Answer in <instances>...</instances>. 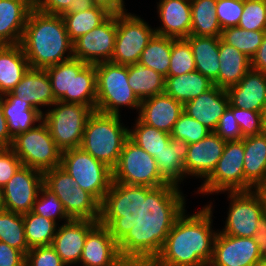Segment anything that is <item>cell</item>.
Wrapping results in <instances>:
<instances>
[{
	"label": "cell",
	"mask_w": 266,
	"mask_h": 266,
	"mask_svg": "<svg viewBox=\"0 0 266 266\" xmlns=\"http://www.w3.org/2000/svg\"><path fill=\"white\" fill-rule=\"evenodd\" d=\"M200 266H214L211 262L203 263Z\"/></svg>",
	"instance_id": "62"
},
{
	"label": "cell",
	"mask_w": 266,
	"mask_h": 266,
	"mask_svg": "<svg viewBox=\"0 0 266 266\" xmlns=\"http://www.w3.org/2000/svg\"><path fill=\"white\" fill-rule=\"evenodd\" d=\"M214 82L197 70L165 78V93L183 105L213 88Z\"/></svg>",
	"instance_id": "31"
},
{
	"label": "cell",
	"mask_w": 266,
	"mask_h": 266,
	"mask_svg": "<svg viewBox=\"0 0 266 266\" xmlns=\"http://www.w3.org/2000/svg\"><path fill=\"white\" fill-rule=\"evenodd\" d=\"M264 120H265V131H266V111H265V114H264Z\"/></svg>",
	"instance_id": "63"
},
{
	"label": "cell",
	"mask_w": 266,
	"mask_h": 266,
	"mask_svg": "<svg viewBox=\"0 0 266 266\" xmlns=\"http://www.w3.org/2000/svg\"><path fill=\"white\" fill-rule=\"evenodd\" d=\"M25 266H66L56 250L50 246L29 249L26 254Z\"/></svg>",
	"instance_id": "47"
},
{
	"label": "cell",
	"mask_w": 266,
	"mask_h": 266,
	"mask_svg": "<svg viewBox=\"0 0 266 266\" xmlns=\"http://www.w3.org/2000/svg\"><path fill=\"white\" fill-rule=\"evenodd\" d=\"M226 141L214 132L196 143L189 144L184 162L186 176L206 179L222 156Z\"/></svg>",
	"instance_id": "19"
},
{
	"label": "cell",
	"mask_w": 266,
	"mask_h": 266,
	"mask_svg": "<svg viewBox=\"0 0 266 266\" xmlns=\"http://www.w3.org/2000/svg\"><path fill=\"white\" fill-rule=\"evenodd\" d=\"M26 255L0 241V266H25Z\"/></svg>",
	"instance_id": "50"
},
{
	"label": "cell",
	"mask_w": 266,
	"mask_h": 266,
	"mask_svg": "<svg viewBox=\"0 0 266 266\" xmlns=\"http://www.w3.org/2000/svg\"><path fill=\"white\" fill-rule=\"evenodd\" d=\"M256 266H266V262L261 260Z\"/></svg>",
	"instance_id": "61"
},
{
	"label": "cell",
	"mask_w": 266,
	"mask_h": 266,
	"mask_svg": "<svg viewBox=\"0 0 266 266\" xmlns=\"http://www.w3.org/2000/svg\"><path fill=\"white\" fill-rule=\"evenodd\" d=\"M168 76H180L196 70L191 46L185 38H173Z\"/></svg>",
	"instance_id": "42"
},
{
	"label": "cell",
	"mask_w": 266,
	"mask_h": 266,
	"mask_svg": "<svg viewBox=\"0 0 266 266\" xmlns=\"http://www.w3.org/2000/svg\"><path fill=\"white\" fill-rule=\"evenodd\" d=\"M173 38L155 34L142 51L139 62L165 78L168 76Z\"/></svg>",
	"instance_id": "36"
},
{
	"label": "cell",
	"mask_w": 266,
	"mask_h": 266,
	"mask_svg": "<svg viewBox=\"0 0 266 266\" xmlns=\"http://www.w3.org/2000/svg\"><path fill=\"white\" fill-rule=\"evenodd\" d=\"M229 106L226 89L214 86L183 105V112L214 132L219 118Z\"/></svg>",
	"instance_id": "23"
},
{
	"label": "cell",
	"mask_w": 266,
	"mask_h": 266,
	"mask_svg": "<svg viewBox=\"0 0 266 266\" xmlns=\"http://www.w3.org/2000/svg\"><path fill=\"white\" fill-rule=\"evenodd\" d=\"M244 8V0H217L216 16L222 29L237 27Z\"/></svg>",
	"instance_id": "46"
},
{
	"label": "cell",
	"mask_w": 266,
	"mask_h": 266,
	"mask_svg": "<svg viewBox=\"0 0 266 266\" xmlns=\"http://www.w3.org/2000/svg\"><path fill=\"white\" fill-rule=\"evenodd\" d=\"M95 6L93 0H74V4L70 5V8L66 13H76L91 9Z\"/></svg>",
	"instance_id": "56"
},
{
	"label": "cell",
	"mask_w": 266,
	"mask_h": 266,
	"mask_svg": "<svg viewBox=\"0 0 266 266\" xmlns=\"http://www.w3.org/2000/svg\"><path fill=\"white\" fill-rule=\"evenodd\" d=\"M244 191L253 190L266 179V131L244 137Z\"/></svg>",
	"instance_id": "27"
},
{
	"label": "cell",
	"mask_w": 266,
	"mask_h": 266,
	"mask_svg": "<svg viewBox=\"0 0 266 266\" xmlns=\"http://www.w3.org/2000/svg\"><path fill=\"white\" fill-rule=\"evenodd\" d=\"M60 167L110 214L129 210L116 195L112 169L81 147L63 151Z\"/></svg>",
	"instance_id": "5"
},
{
	"label": "cell",
	"mask_w": 266,
	"mask_h": 266,
	"mask_svg": "<svg viewBox=\"0 0 266 266\" xmlns=\"http://www.w3.org/2000/svg\"><path fill=\"white\" fill-rule=\"evenodd\" d=\"M262 260L266 262V249L262 252Z\"/></svg>",
	"instance_id": "60"
},
{
	"label": "cell",
	"mask_w": 266,
	"mask_h": 266,
	"mask_svg": "<svg viewBox=\"0 0 266 266\" xmlns=\"http://www.w3.org/2000/svg\"><path fill=\"white\" fill-rule=\"evenodd\" d=\"M57 101L96 108L97 81L95 64L71 58L46 68Z\"/></svg>",
	"instance_id": "6"
},
{
	"label": "cell",
	"mask_w": 266,
	"mask_h": 266,
	"mask_svg": "<svg viewBox=\"0 0 266 266\" xmlns=\"http://www.w3.org/2000/svg\"><path fill=\"white\" fill-rule=\"evenodd\" d=\"M228 108L233 112L243 137L259 135L265 132V113L233 107L230 104Z\"/></svg>",
	"instance_id": "45"
},
{
	"label": "cell",
	"mask_w": 266,
	"mask_h": 266,
	"mask_svg": "<svg viewBox=\"0 0 266 266\" xmlns=\"http://www.w3.org/2000/svg\"><path fill=\"white\" fill-rule=\"evenodd\" d=\"M128 137L152 157L159 155L171 140V135L143 123L138 117Z\"/></svg>",
	"instance_id": "38"
},
{
	"label": "cell",
	"mask_w": 266,
	"mask_h": 266,
	"mask_svg": "<svg viewBox=\"0 0 266 266\" xmlns=\"http://www.w3.org/2000/svg\"><path fill=\"white\" fill-rule=\"evenodd\" d=\"M230 200L226 222L219 232L234 237H253L263 217L260 197L254 190L226 192Z\"/></svg>",
	"instance_id": "14"
},
{
	"label": "cell",
	"mask_w": 266,
	"mask_h": 266,
	"mask_svg": "<svg viewBox=\"0 0 266 266\" xmlns=\"http://www.w3.org/2000/svg\"><path fill=\"white\" fill-rule=\"evenodd\" d=\"M43 184L61 201L71 219L103 221L110 213L60 166L43 173Z\"/></svg>",
	"instance_id": "8"
},
{
	"label": "cell",
	"mask_w": 266,
	"mask_h": 266,
	"mask_svg": "<svg viewBox=\"0 0 266 266\" xmlns=\"http://www.w3.org/2000/svg\"><path fill=\"white\" fill-rule=\"evenodd\" d=\"M97 223L87 219H70L58 225L52 247L66 266L80 263L86 236Z\"/></svg>",
	"instance_id": "18"
},
{
	"label": "cell",
	"mask_w": 266,
	"mask_h": 266,
	"mask_svg": "<svg viewBox=\"0 0 266 266\" xmlns=\"http://www.w3.org/2000/svg\"><path fill=\"white\" fill-rule=\"evenodd\" d=\"M29 68L20 44L0 45V95L11 92Z\"/></svg>",
	"instance_id": "30"
},
{
	"label": "cell",
	"mask_w": 266,
	"mask_h": 266,
	"mask_svg": "<svg viewBox=\"0 0 266 266\" xmlns=\"http://www.w3.org/2000/svg\"><path fill=\"white\" fill-rule=\"evenodd\" d=\"M110 15L104 8L95 5L93 8L85 11L63 13L61 16L69 39L74 43L82 35L87 34L102 24Z\"/></svg>",
	"instance_id": "35"
},
{
	"label": "cell",
	"mask_w": 266,
	"mask_h": 266,
	"mask_svg": "<svg viewBox=\"0 0 266 266\" xmlns=\"http://www.w3.org/2000/svg\"><path fill=\"white\" fill-rule=\"evenodd\" d=\"M0 241L27 254L23 214L0 210Z\"/></svg>",
	"instance_id": "39"
},
{
	"label": "cell",
	"mask_w": 266,
	"mask_h": 266,
	"mask_svg": "<svg viewBox=\"0 0 266 266\" xmlns=\"http://www.w3.org/2000/svg\"><path fill=\"white\" fill-rule=\"evenodd\" d=\"M254 241L257 243V246L263 252L266 249V214L260 219L256 232L253 236Z\"/></svg>",
	"instance_id": "55"
},
{
	"label": "cell",
	"mask_w": 266,
	"mask_h": 266,
	"mask_svg": "<svg viewBox=\"0 0 266 266\" xmlns=\"http://www.w3.org/2000/svg\"><path fill=\"white\" fill-rule=\"evenodd\" d=\"M210 132L206 126L183 112L174 124L170 135L171 138L192 144L205 138Z\"/></svg>",
	"instance_id": "43"
},
{
	"label": "cell",
	"mask_w": 266,
	"mask_h": 266,
	"mask_svg": "<svg viewBox=\"0 0 266 266\" xmlns=\"http://www.w3.org/2000/svg\"><path fill=\"white\" fill-rule=\"evenodd\" d=\"M11 148L23 166L42 173L60 166L62 151L57 147L43 120L13 138Z\"/></svg>",
	"instance_id": "11"
},
{
	"label": "cell",
	"mask_w": 266,
	"mask_h": 266,
	"mask_svg": "<svg viewBox=\"0 0 266 266\" xmlns=\"http://www.w3.org/2000/svg\"><path fill=\"white\" fill-rule=\"evenodd\" d=\"M20 45L33 69H46L73 58V43L62 16L42 13L35 7L28 15Z\"/></svg>",
	"instance_id": "4"
},
{
	"label": "cell",
	"mask_w": 266,
	"mask_h": 266,
	"mask_svg": "<svg viewBox=\"0 0 266 266\" xmlns=\"http://www.w3.org/2000/svg\"><path fill=\"white\" fill-rule=\"evenodd\" d=\"M192 49L196 70L214 81L218 77L220 37L190 35L185 38Z\"/></svg>",
	"instance_id": "32"
},
{
	"label": "cell",
	"mask_w": 266,
	"mask_h": 266,
	"mask_svg": "<svg viewBox=\"0 0 266 266\" xmlns=\"http://www.w3.org/2000/svg\"><path fill=\"white\" fill-rule=\"evenodd\" d=\"M32 212L51 219L57 224L59 219L64 221V223L71 219L59 198L44 184L41 186L36 201L33 204Z\"/></svg>",
	"instance_id": "41"
},
{
	"label": "cell",
	"mask_w": 266,
	"mask_h": 266,
	"mask_svg": "<svg viewBox=\"0 0 266 266\" xmlns=\"http://www.w3.org/2000/svg\"><path fill=\"white\" fill-rule=\"evenodd\" d=\"M189 144L171 138L170 143L164 147L159 155H155L154 159L157 163L160 176L183 198L180 185L184 178H187L184 162L187 158Z\"/></svg>",
	"instance_id": "26"
},
{
	"label": "cell",
	"mask_w": 266,
	"mask_h": 266,
	"mask_svg": "<svg viewBox=\"0 0 266 266\" xmlns=\"http://www.w3.org/2000/svg\"><path fill=\"white\" fill-rule=\"evenodd\" d=\"M11 93L30 103L41 114L44 113L42 106L50 108L57 101L46 69L29 68Z\"/></svg>",
	"instance_id": "25"
},
{
	"label": "cell",
	"mask_w": 266,
	"mask_h": 266,
	"mask_svg": "<svg viewBox=\"0 0 266 266\" xmlns=\"http://www.w3.org/2000/svg\"><path fill=\"white\" fill-rule=\"evenodd\" d=\"M261 199L264 213L266 214V179L253 189Z\"/></svg>",
	"instance_id": "57"
},
{
	"label": "cell",
	"mask_w": 266,
	"mask_h": 266,
	"mask_svg": "<svg viewBox=\"0 0 266 266\" xmlns=\"http://www.w3.org/2000/svg\"><path fill=\"white\" fill-rule=\"evenodd\" d=\"M2 109L12 138L32 129L42 121V114L37 109L11 92L2 95Z\"/></svg>",
	"instance_id": "28"
},
{
	"label": "cell",
	"mask_w": 266,
	"mask_h": 266,
	"mask_svg": "<svg viewBox=\"0 0 266 266\" xmlns=\"http://www.w3.org/2000/svg\"><path fill=\"white\" fill-rule=\"evenodd\" d=\"M22 166L19 157L14 153L11 147L0 149V188L12 178L16 171Z\"/></svg>",
	"instance_id": "49"
},
{
	"label": "cell",
	"mask_w": 266,
	"mask_h": 266,
	"mask_svg": "<svg viewBox=\"0 0 266 266\" xmlns=\"http://www.w3.org/2000/svg\"><path fill=\"white\" fill-rule=\"evenodd\" d=\"M214 133L225 141H239L244 138L238 122L229 108H227L224 114L219 118Z\"/></svg>",
	"instance_id": "48"
},
{
	"label": "cell",
	"mask_w": 266,
	"mask_h": 266,
	"mask_svg": "<svg viewBox=\"0 0 266 266\" xmlns=\"http://www.w3.org/2000/svg\"><path fill=\"white\" fill-rule=\"evenodd\" d=\"M0 210H3L2 189L0 188Z\"/></svg>",
	"instance_id": "59"
},
{
	"label": "cell",
	"mask_w": 266,
	"mask_h": 266,
	"mask_svg": "<svg viewBox=\"0 0 266 266\" xmlns=\"http://www.w3.org/2000/svg\"><path fill=\"white\" fill-rule=\"evenodd\" d=\"M182 113L183 104L164 92L142 100L138 118L146 125L170 134Z\"/></svg>",
	"instance_id": "21"
},
{
	"label": "cell",
	"mask_w": 266,
	"mask_h": 266,
	"mask_svg": "<svg viewBox=\"0 0 266 266\" xmlns=\"http://www.w3.org/2000/svg\"><path fill=\"white\" fill-rule=\"evenodd\" d=\"M186 200L138 213L139 256L149 266H200L211 262L216 234L212 202L185 214Z\"/></svg>",
	"instance_id": "1"
},
{
	"label": "cell",
	"mask_w": 266,
	"mask_h": 266,
	"mask_svg": "<svg viewBox=\"0 0 266 266\" xmlns=\"http://www.w3.org/2000/svg\"><path fill=\"white\" fill-rule=\"evenodd\" d=\"M113 171V186L118 199L131 211L184 200L161 176L148 152L129 137L124 142Z\"/></svg>",
	"instance_id": "2"
},
{
	"label": "cell",
	"mask_w": 266,
	"mask_h": 266,
	"mask_svg": "<svg viewBox=\"0 0 266 266\" xmlns=\"http://www.w3.org/2000/svg\"><path fill=\"white\" fill-rule=\"evenodd\" d=\"M251 69L266 73V33L262 44L251 58Z\"/></svg>",
	"instance_id": "52"
},
{
	"label": "cell",
	"mask_w": 266,
	"mask_h": 266,
	"mask_svg": "<svg viewBox=\"0 0 266 266\" xmlns=\"http://www.w3.org/2000/svg\"><path fill=\"white\" fill-rule=\"evenodd\" d=\"M218 77L213 81L215 86L227 89L236 85L251 69V59L235 47L219 41Z\"/></svg>",
	"instance_id": "29"
},
{
	"label": "cell",
	"mask_w": 266,
	"mask_h": 266,
	"mask_svg": "<svg viewBox=\"0 0 266 266\" xmlns=\"http://www.w3.org/2000/svg\"><path fill=\"white\" fill-rule=\"evenodd\" d=\"M121 115L94 110L88 117L81 148L95 159L114 169L119 161L129 129L121 123Z\"/></svg>",
	"instance_id": "7"
},
{
	"label": "cell",
	"mask_w": 266,
	"mask_h": 266,
	"mask_svg": "<svg viewBox=\"0 0 266 266\" xmlns=\"http://www.w3.org/2000/svg\"><path fill=\"white\" fill-rule=\"evenodd\" d=\"M34 0H0V45L20 44Z\"/></svg>",
	"instance_id": "24"
},
{
	"label": "cell",
	"mask_w": 266,
	"mask_h": 266,
	"mask_svg": "<svg viewBox=\"0 0 266 266\" xmlns=\"http://www.w3.org/2000/svg\"><path fill=\"white\" fill-rule=\"evenodd\" d=\"M24 231L28 248L52 245L59 224L30 211L23 214Z\"/></svg>",
	"instance_id": "37"
},
{
	"label": "cell",
	"mask_w": 266,
	"mask_h": 266,
	"mask_svg": "<svg viewBox=\"0 0 266 266\" xmlns=\"http://www.w3.org/2000/svg\"><path fill=\"white\" fill-rule=\"evenodd\" d=\"M128 83L140 101L165 92V77L139 61L128 65Z\"/></svg>",
	"instance_id": "33"
},
{
	"label": "cell",
	"mask_w": 266,
	"mask_h": 266,
	"mask_svg": "<svg viewBox=\"0 0 266 266\" xmlns=\"http://www.w3.org/2000/svg\"><path fill=\"white\" fill-rule=\"evenodd\" d=\"M137 266H149L139 255L136 260Z\"/></svg>",
	"instance_id": "58"
},
{
	"label": "cell",
	"mask_w": 266,
	"mask_h": 266,
	"mask_svg": "<svg viewBox=\"0 0 266 266\" xmlns=\"http://www.w3.org/2000/svg\"><path fill=\"white\" fill-rule=\"evenodd\" d=\"M43 185V173L21 166L2 188L3 209L24 214L32 211Z\"/></svg>",
	"instance_id": "16"
},
{
	"label": "cell",
	"mask_w": 266,
	"mask_h": 266,
	"mask_svg": "<svg viewBox=\"0 0 266 266\" xmlns=\"http://www.w3.org/2000/svg\"><path fill=\"white\" fill-rule=\"evenodd\" d=\"M157 13L161 27L154 28L157 35L175 39L191 35V1L159 0Z\"/></svg>",
	"instance_id": "22"
},
{
	"label": "cell",
	"mask_w": 266,
	"mask_h": 266,
	"mask_svg": "<svg viewBox=\"0 0 266 266\" xmlns=\"http://www.w3.org/2000/svg\"><path fill=\"white\" fill-rule=\"evenodd\" d=\"M117 34V15H110L102 24L73 43V58L88 64L111 61Z\"/></svg>",
	"instance_id": "15"
},
{
	"label": "cell",
	"mask_w": 266,
	"mask_h": 266,
	"mask_svg": "<svg viewBox=\"0 0 266 266\" xmlns=\"http://www.w3.org/2000/svg\"><path fill=\"white\" fill-rule=\"evenodd\" d=\"M138 255V213L127 210L108 215L88 232L79 264L135 266Z\"/></svg>",
	"instance_id": "3"
},
{
	"label": "cell",
	"mask_w": 266,
	"mask_h": 266,
	"mask_svg": "<svg viewBox=\"0 0 266 266\" xmlns=\"http://www.w3.org/2000/svg\"><path fill=\"white\" fill-rule=\"evenodd\" d=\"M156 34L149 24L136 14H117V34L112 63L133 65Z\"/></svg>",
	"instance_id": "13"
},
{
	"label": "cell",
	"mask_w": 266,
	"mask_h": 266,
	"mask_svg": "<svg viewBox=\"0 0 266 266\" xmlns=\"http://www.w3.org/2000/svg\"><path fill=\"white\" fill-rule=\"evenodd\" d=\"M244 138L226 141L222 156L212 173L203 180L198 194L244 191Z\"/></svg>",
	"instance_id": "12"
},
{
	"label": "cell",
	"mask_w": 266,
	"mask_h": 266,
	"mask_svg": "<svg viewBox=\"0 0 266 266\" xmlns=\"http://www.w3.org/2000/svg\"><path fill=\"white\" fill-rule=\"evenodd\" d=\"M262 251L253 237H234L217 232L211 263L214 266H256Z\"/></svg>",
	"instance_id": "17"
},
{
	"label": "cell",
	"mask_w": 266,
	"mask_h": 266,
	"mask_svg": "<svg viewBox=\"0 0 266 266\" xmlns=\"http://www.w3.org/2000/svg\"><path fill=\"white\" fill-rule=\"evenodd\" d=\"M97 97L96 111L120 115L121 107L136 109L139 113L141 101L128 83V66L110 61L95 64Z\"/></svg>",
	"instance_id": "9"
},
{
	"label": "cell",
	"mask_w": 266,
	"mask_h": 266,
	"mask_svg": "<svg viewBox=\"0 0 266 266\" xmlns=\"http://www.w3.org/2000/svg\"><path fill=\"white\" fill-rule=\"evenodd\" d=\"M237 27L248 31H266V0H244Z\"/></svg>",
	"instance_id": "44"
},
{
	"label": "cell",
	"mask_w": 266,
	"mask_h": 266,
	"mask_svg": "<svg viewBox=\"0 0 266 266\" xmlns=\"http://www.w3.org/2000/svg\"><path fill=\"white\" fill-rule=\"evenodd\" d=\"M13 138L9 134L6 118L2 109V95H0V145L2 147H11Z\"/></svg>",
	"instance_id": "54"
},
{
	"label": "cell",
	"mask_w": 266,
	"mask_h": 266,
	"mask_svg": "<svg viewBox=\"0 0 266 266\" xmlns=\"http://www.w3.org/2000/svg\"><path fill=\"white\" fill-rule=\"evenodd\" d=\"M191 1V35L220 37L222 28L216 16L217 0Z\"/></svg>",
	"instance_id": "34"
},
{
	"label": "cell",
	"mask_w": 266,
	"mask_h": 266,
	"mask_svg": "<svg viewBox=\"0 0 266 266\" xmlns=\"http://www.w3.org/2000/svg\"><path fill=\"white\" fill-rule=\"evenodd\" d=\"M74 4V0H34V7L46 14L62 15Z\"/></svg>",
	"instance_id": "51"
},
{
	"label": "cell",
	"mask_w": 266,
	"mask_h": 266,
	"mask_svg": "<svg viewBox=\"0 0 266 266\" xmlns=\"http://www.w3.org/2000/svg\"><path fill=\"white\" fill-rule=\"evenodd\" d=\"M96 6L104 8L111 15L127 13L124 0H93Z\"/></svg>",
	"instance_id": "53"
},
{
	"label": "cell",
	"mask_w": 266,
	"mask_h": 266,
	"mask_svg": "<svg viewBox=\"0 0 266 266\" xmlns=\"http://www.w3.org/2000/svg\"><path fill=\"white\" fill-rule=\"evenodd\" d=\"M265 33L266 31H248L239 27H230L222 29L220 38L251 59L262 44Z\"/></svg>",
	"instance_id": "40"
},
{
	"label": "cell",
	"mask_w": 266,
	"mask_h": 266,
	"mask_svg": "<svg viewBox=\"0 0 266 266\" xmlns=\"http://www.w3.org/2000/svg\"><path fill=\"white\" fill-rule=\"evenodd\" d=\"M42 113V120L47 125L51 137L63 152L81 146L85 124L93 112L86 105L56 101Z\"/></svg>",
	"instance_id": "10"
},
{
	"label": "cell",
	"mask_w": 266,
	"mask_h": 266,
	"mask_svg": "<svg viewBox=\"0 0 266 266\" xmlns=\"http://www.w3.org/2000/svg\"><path fill=\"white\" fill-rule=\"evenodd\" d=\"M226 91L231 106L265 113L266 73L250 69L238 84Z\"/></svg>",
	"instance_id": "20"
}]
</instances>
